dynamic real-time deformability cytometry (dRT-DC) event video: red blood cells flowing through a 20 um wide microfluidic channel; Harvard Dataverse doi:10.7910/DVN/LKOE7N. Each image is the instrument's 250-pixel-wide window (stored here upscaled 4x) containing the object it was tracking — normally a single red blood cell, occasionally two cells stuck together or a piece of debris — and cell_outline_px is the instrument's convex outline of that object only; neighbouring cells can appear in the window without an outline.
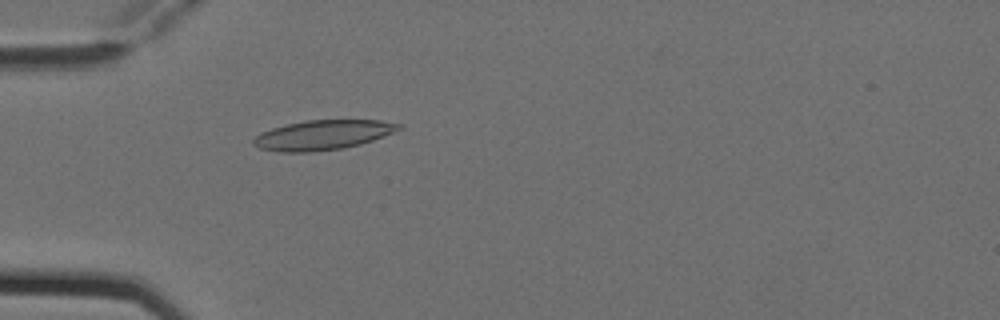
{"species": "Egyptian fruit bat (a non-hibernating species)", "species_latin": "Rousettus aegyptiacus", "temperature_condition": "cold", "stored_images_in_passage": 5, "camera_frame_rate_fps": 3000, "um_per_image_px": 0.085, "animal": {"sex": "female"}, "frame": {"image": 1, "passage_image": 5, "time_ms": 1.333, "image_size_px": [1000, 320], "cell_outline_px": [[404, 128], [384, 136], [360, 144], [344, 148], [312, 152], [280, 152], [260, 148], [252, 144], [252, 140], [260, 132], [272, 128], [304, 120], [380, 120], [404, 124]], "centroid_in_image_um": [27.46, 11.47], "position_along_channel_um": 57.5, "area_um2": 25.32}}